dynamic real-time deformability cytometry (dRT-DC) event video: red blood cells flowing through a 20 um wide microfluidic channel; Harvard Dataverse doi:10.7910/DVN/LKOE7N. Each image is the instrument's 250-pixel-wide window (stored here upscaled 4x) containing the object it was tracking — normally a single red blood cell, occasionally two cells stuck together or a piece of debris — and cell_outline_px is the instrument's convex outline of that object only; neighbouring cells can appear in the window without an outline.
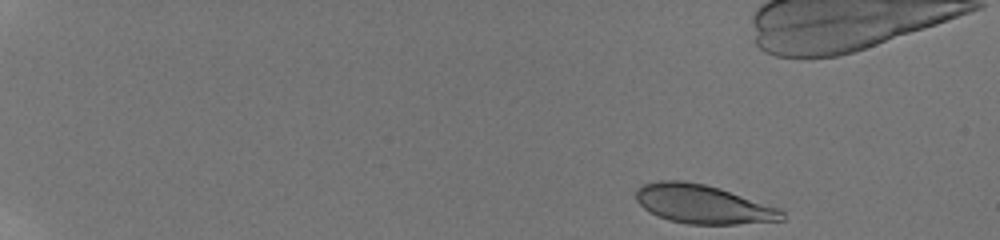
{"species": "human", "species_latin": "Homo sapiens", "temperature_condition": "room temperature", "stored_images_in_passage": 89, "camera_frame_rate_fps": 3000, "um_per_image_px": 0.085, "donor": {"sex": "male"}, "frame": {"image": 1, "passage_image": 1, "time_ms": 0.0, "image_size_px": [1000, 240], "cell_outline_px": [[784, 220], [736, 224], [688, 224], [668, 220], [644, 208], [636, 200], [636, 188], [644, 184], [660, 180], [684, 180], [704, 184], [720, 188], [780, 208], [784, 212]], "centroid_in_image_um": [59.76, 17.35], "position_along_channel_um": 25.2, "area_um2": 32.95}}
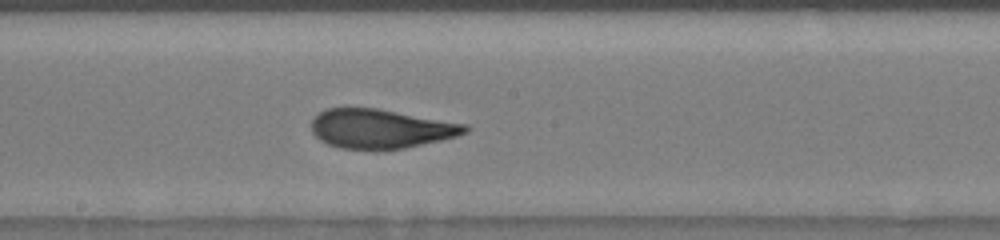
{"frame": {"image": 2, "passage_image": 50, "time_ms": 8.667, "image_size_px": [1000, 240], "cell_outline_px": [[472, 128], [468, 132], [456, 136], [440, 140], [404, 148], [340, 148], [328, 144], [320, 140], [312, 132], [312, 116], [324, 108], [376, 108], [468, 124]], "centroid_in_image_um": [32.35, 10.91], "position_along_channel_um": 215.8, "area_um2": 34.91}}
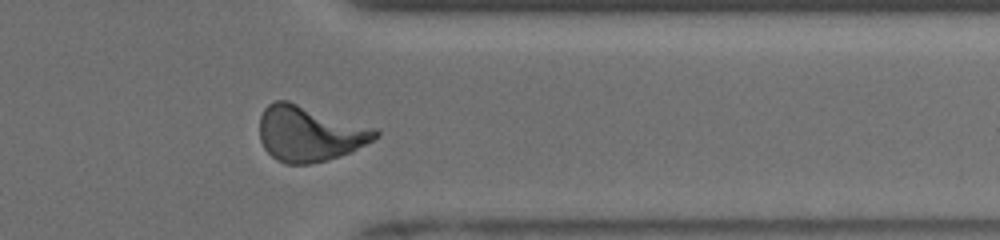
{"frame": {"image": 3, "passage_image": 83, "time_ms": 13.0, "image_size_px": [1000, 240], "cell_outline_px": [[380, 136], [352, 152], [324, 160], [308, 164], [284, 164], [276, 160], [264, 148], [260, 140], [260, 116], [264, 108], [268, 104], [276, 100], [288, 100], [376, 128], [380, 132]], "centroid_in_image_um": [26.31, 11.35], "position_along_channel_um": 385.1, "area_um2": 37.63}, "authors_computed_cell_mechanics": {"area_um2": 35.4892, "velocity_mm_per_s": 3.9206, "shape_relaxation_time_tau1_ms": 7.4918, "shape_relaxation_time_tau2_ms": 0.902, "deformation_change_tau1": 0.2304, "deformation_change_tau2": 0.0589}}